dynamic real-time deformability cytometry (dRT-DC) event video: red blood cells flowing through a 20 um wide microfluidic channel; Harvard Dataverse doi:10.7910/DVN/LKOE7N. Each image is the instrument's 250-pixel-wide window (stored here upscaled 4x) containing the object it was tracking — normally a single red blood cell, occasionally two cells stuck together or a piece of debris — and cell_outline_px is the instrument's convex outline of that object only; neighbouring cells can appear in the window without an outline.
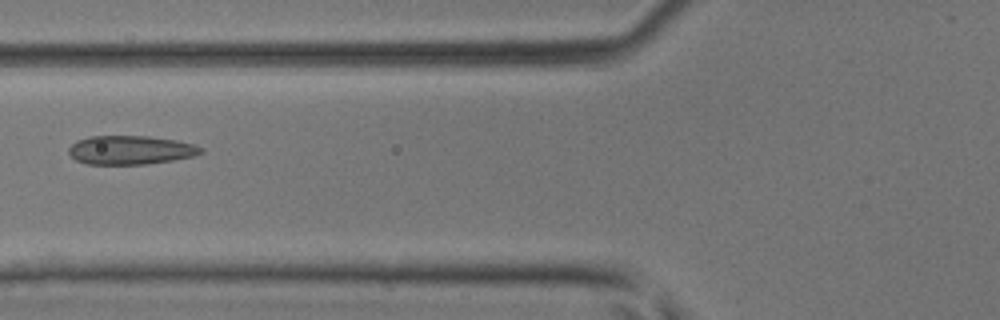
{"species": "common noctule bat (a hibernating species)", "species_latin": "Nyctalus noctula", "temperature_condition": "room temperature", "stored_images_in_passage": 47, "camera_frame_rate_fps": 3000, "um_per_image_px": 0.085, "animal": {"sex": "male", "body_mass_g": 17.9, "forearm_length_mm": 54.2}, "frame": {"image": 1, "passage_image": 19, "time_ms": 6.0, "image_size_px": [1000, 320], "cell_outline_px": [[204, 152], [192, 156], [172, 160], [148, 164], [88, 164], [76, 160], [68, 152], [68, 148], [76, 140], [88, 136], [148, 136], [176, 140], [192, 144], [204, 148]], "centroid_in_image_um": [11.08, 12.75], "position_along_channel_um": 114.7, "area_um2": 22.2}}
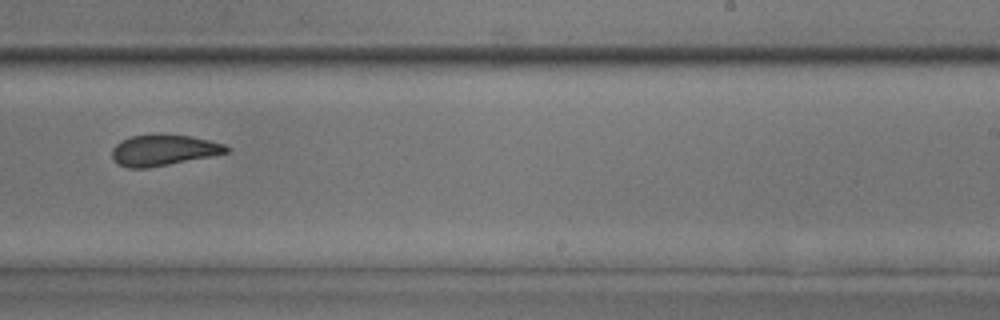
{"frame": {"image": 2, "passage_image": 30, "time_ms": 9.667, "image_size_px": [1000, 320], "cell_outline_px": [[232, 152], [212, 156], [148, 168], [128, 168], [112, 160], [112, 148], [120, 140], [132, 136], [156, 132], [164, 132], [192, 136], [224, 144], [232, 148]], "centroid_in_image_um": [13.92, 12.73], "position_along_channel_um": 275.1, "area_um2": 21.33}}
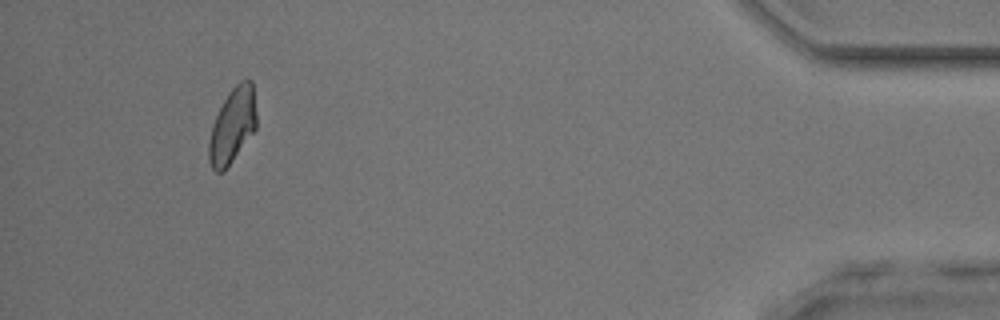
{"frame": {"image": 3, "passage_image": 44, "time_ms": 14.333, "image_size_px": [1000, 320], "cell_outline_px": [[256, 128], [224, 172], [216, 172], [212, 168], [208, 160], [208, 144], [212, 124], [228, 92], [240, 80], [252, 80], [256, 112]], "centroid_in_image_um": [19.75, 10.69], "position_along_channel_um": 415.5, "area_um2": 20.75}}